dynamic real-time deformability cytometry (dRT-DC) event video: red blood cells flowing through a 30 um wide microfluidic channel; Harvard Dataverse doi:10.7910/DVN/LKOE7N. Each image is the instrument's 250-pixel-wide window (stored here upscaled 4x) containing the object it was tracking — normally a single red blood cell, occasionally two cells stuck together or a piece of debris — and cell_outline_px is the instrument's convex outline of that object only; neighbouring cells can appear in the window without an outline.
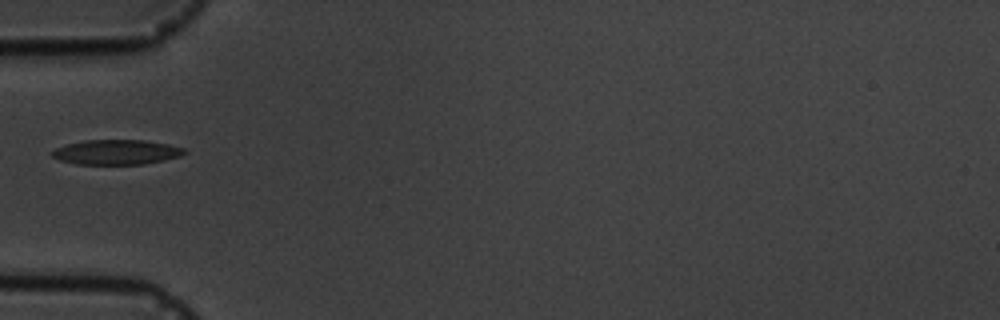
{"species": "common noctule bat (a hibernating species)", "species_latin": "Nyctalus noctula", "temperature_condition": "cold", "stored_images_in_passage": 3, "camera_frame_rate_fps": 3000, "um_per_image_px": 0.085, "animal": {"sex": "male", "body_mass_g": 19.5, "forearm_length_mm": 54.6}, "frame": {"image": 1, "passage_image": 3, "time_ms": 2.333, "image_size_px": [1000, 320], "cell_outline_px": [[188, 152], [180, 156], [164, 160], [144, 164], [76, 164], [60, 160], [52, 156], [52, 152], [56, 148], [68, 144], [84, 140], [144, 140], [168, 144], [184, 148]], "centroid_in_image_um": [9.93, 12.93], "position_along_channel_um": 75.1, "area_um2": 19.07}}